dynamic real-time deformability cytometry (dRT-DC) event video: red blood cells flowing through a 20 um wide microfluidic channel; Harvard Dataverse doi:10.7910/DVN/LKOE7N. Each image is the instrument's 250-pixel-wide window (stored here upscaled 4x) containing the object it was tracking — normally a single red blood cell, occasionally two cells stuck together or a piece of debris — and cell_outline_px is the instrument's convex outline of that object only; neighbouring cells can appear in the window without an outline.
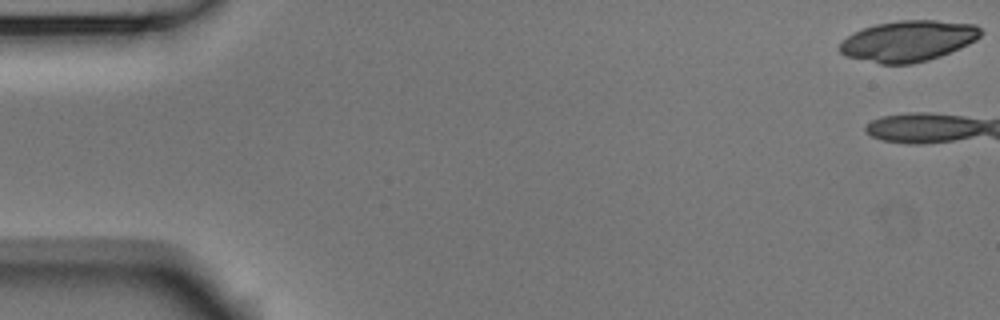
{"species": "Egyptian fruit bat (a non-hibernating species)", "species_latin": "Rousettus aegyptiacus", "temperature_condition": "room temperature", "stored_images_in_passage": 11, "camera_frame_rate_fps": 3000, "um_per_image_px": 0.085, "animal": {"sex": "male"}, "frame": {"image": 1, "passage_image": 1, "time_ms": 0.0, "image_size_px": [1000, 320], "cell_outline_px": [[984, 32], [976, 40], [960, 48], [940, 56], [928, 60], [912, 64], [880, 64], [844, 56], [840, 52], [840, 44], [848, 36], [864, 28], [876, 24], [900, 20], [936, 20], [976, 24]], "centroid_in_image_um": [77.23, 3.48], "position_along_channel_um": 7.8, "area_um2": 33.58}}